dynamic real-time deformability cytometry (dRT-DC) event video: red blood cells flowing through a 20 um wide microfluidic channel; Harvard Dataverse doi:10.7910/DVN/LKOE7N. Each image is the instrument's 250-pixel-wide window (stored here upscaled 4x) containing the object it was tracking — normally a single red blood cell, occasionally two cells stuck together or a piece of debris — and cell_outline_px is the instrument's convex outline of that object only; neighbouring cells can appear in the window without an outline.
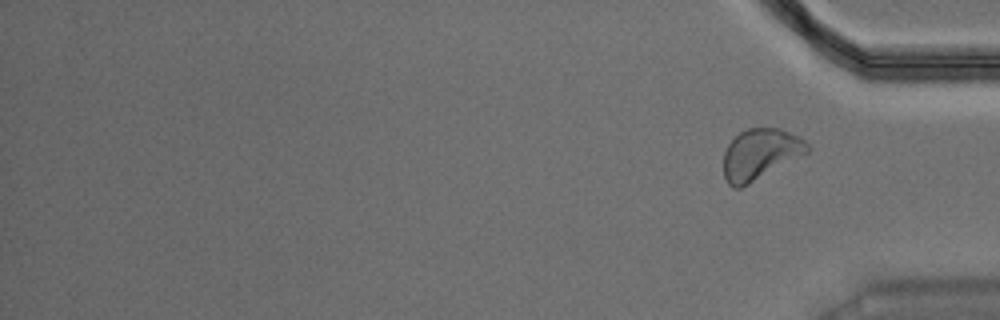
{"species": "Egyptian fruit bat (a non-hibernating species)", "species_latin": "Rousettus aegyptiacus", "temperature_condition": "warm", "stored_images_in_passage": 46, "segment_of_instrument_passage": [2, 2], "camera_frame_rate_fps": 3000, "um_per_image_px": 0.085, "animal": {"sex": "male"}, "frame": {"image": 1, "passage_image": 46, "time_ms": 15.0, "image_size_px": [1000, 320], "cell_outline_px": [[812, 148], [808, 152], [748, 184], [740, 188], [732, 188], [728, 184], [724, 176], [724, 152], [728, 144], [740, 132], [748, 128], [780, 128], [800, 136]], "centroid_in_image_um": [64.62, 13.09], "position_along_channel_um": 370.6, "area_um2": 24.62}}